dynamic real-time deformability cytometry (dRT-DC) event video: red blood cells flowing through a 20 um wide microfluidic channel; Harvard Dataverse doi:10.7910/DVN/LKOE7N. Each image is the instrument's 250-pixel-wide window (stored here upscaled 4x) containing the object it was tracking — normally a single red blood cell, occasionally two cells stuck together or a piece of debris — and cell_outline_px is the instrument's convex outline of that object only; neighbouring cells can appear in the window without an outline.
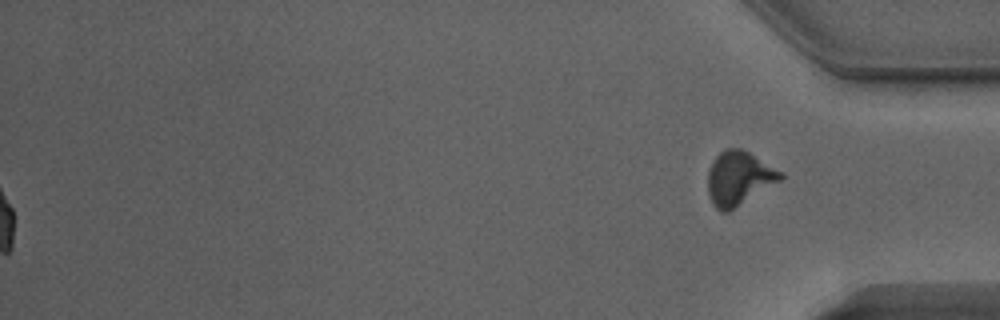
{"species": "Egyptian fruit bat (a non-hibernating species)", "species_latin": "Rousettus aegyptiacus", "temperature_condition": "warm", "stored_images_in_passage": 51, "segment_of_instrument_passage": [2, 2], "camera_frame_rate_fps": 3000, "um_per_image_px": 0.085, "animal": {"sex": "male"}, "frame": {"image": 1, "passage_image": 51, "time_ms": 16.667, "image_size_px": [1000, 320], "cell_outline_px": [[784, 176], [780, 180], [728, 212], [720, 212], [716, 208], [708, 192], [708, 172], [716, 156], [720, 152], [728, 148], [740, 148], [748, 152], [784, 172]], "centroid_in_image_um": [62.81, 15.14], "position_along_channel_um": 372.4, "area_um2": 22.43}}